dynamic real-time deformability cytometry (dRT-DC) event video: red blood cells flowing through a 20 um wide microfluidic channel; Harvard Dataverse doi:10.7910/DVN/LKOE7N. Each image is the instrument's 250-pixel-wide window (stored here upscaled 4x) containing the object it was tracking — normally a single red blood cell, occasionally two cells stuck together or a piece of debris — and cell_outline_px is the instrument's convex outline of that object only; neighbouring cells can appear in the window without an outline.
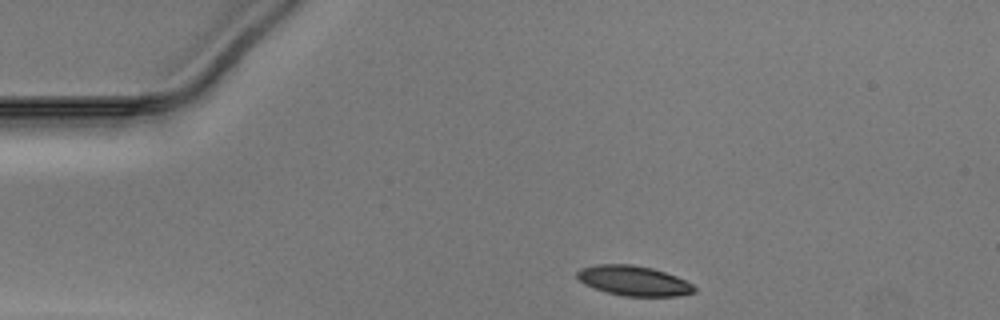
{"species": "Egyptian fruit bat (a non-hibernating species)", "species_latin": "Rousettus aegyptiacus", "temperature_condition": "warm", "stored_images_in_passage": 33, "camera_frame_rate_fps": 3000, "um_per_image_px": 0.085, "animal": {"sex": "male"}, "frame": {"image": 1, "passage_image": 1, "time_ms": 0.0, "image_size_px": [1000, 320], "cell_outline_px": [[696, 292], [676, 296], [624, 296], [608, 292], [584, 284], [576, 276], [576, 272], [580, 268], [596, 264], [632, 264], [652, 268], [676, 276], [692, 284], [696, 288]], "centroid_in_image_um": [53.85, 23.85], "position_along_channel_um": 31.1, "area_um2": 20.35}}
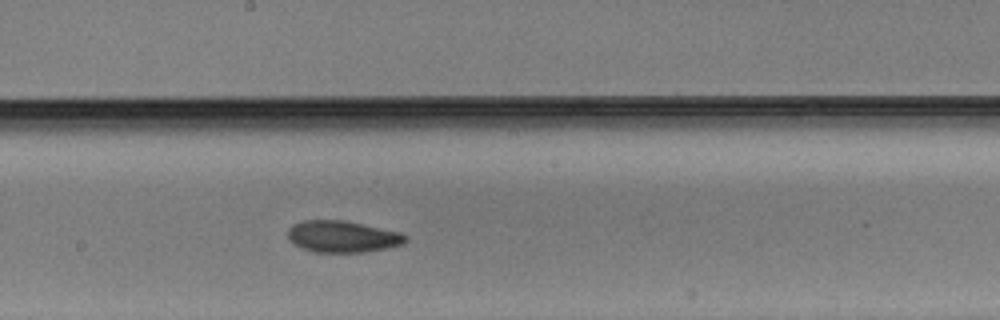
{"frame": {"image": 2, "passage_image": 19, "time_ms": 6.0, "image_size_px": [1000, 320], "cell_outline_px": [[408, 240], [400, 244], [388, 248], [364, 252], [312, 252], [288, 240], [288, 228], [292, 224], [304, 220], [344, 220], [400, 232], [408, 236]], "centroid_in_image_um": [29.11, 20.1], "position_along_channel_um": 219.1, "area_um2": 21.68}}
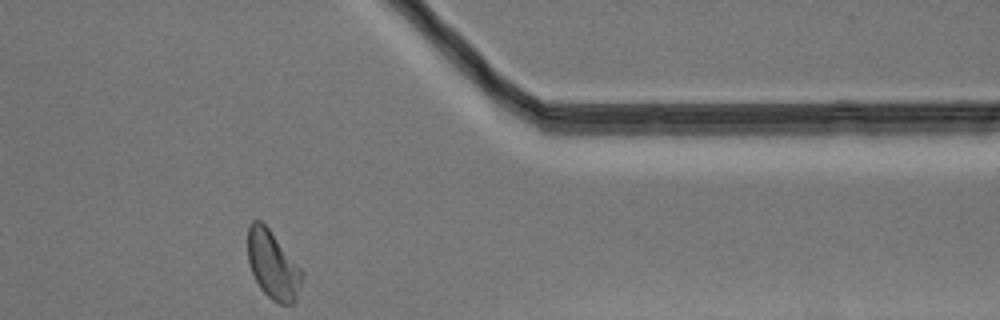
{"frame": {"image": 3, "passage_image": 33, "time_ms": 10.667, "image_size_px": [1000, 320], "cell_outline_px": [[304, 276], [296, 300], [292, 304], [280, 304], [272, 300], [260, 288], [252, 272], [248, 260], [248, 224], [252, 220], [260, 220], [268, 228], [304, 272]], "centroid_in_image_um": [23.2, 22.53], "position_along_channel_um": 388.2, "area_um2": 21.44}}